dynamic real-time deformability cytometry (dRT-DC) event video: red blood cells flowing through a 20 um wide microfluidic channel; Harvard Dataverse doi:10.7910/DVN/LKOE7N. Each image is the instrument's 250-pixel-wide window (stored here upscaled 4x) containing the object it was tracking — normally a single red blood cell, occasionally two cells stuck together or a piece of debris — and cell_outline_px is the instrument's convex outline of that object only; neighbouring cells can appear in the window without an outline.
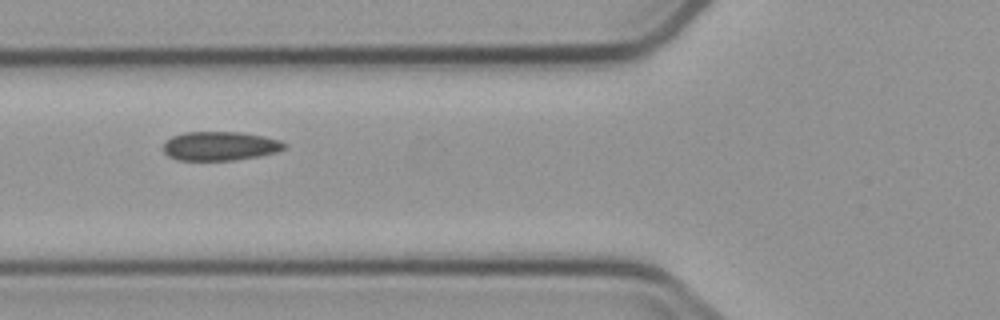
{"species": "common noctule bat (a hibernating species)", "species_latin": "Nyctalus noctula", "temperature_condition": "cold", "stored_images_in_passage": 2, "camera_frame_rate_fps": 3000, "um_per_image_px": 0.085, "animal": {"sex": "male", "body_mass_g": 23.1, "forearm_length_mm": 52.7}, "frame": {"image": 1, "passage_image": 2, "time_ms": 1.333, "image_size_px": [1000, 320], "cell_outline_px": [[288, 148], [276, 152], [260, 156], [236, 160], [176, 160], [168, 156], [164, 152], [164, 144], [172, 136], [184, 132], [240, 132], [264, 136], [280, 140], [288, 144]], "centroid_in_image_um": [18.75, 12.41], "position_along_channel_um": 107.0, "area_um2": 20.63}}